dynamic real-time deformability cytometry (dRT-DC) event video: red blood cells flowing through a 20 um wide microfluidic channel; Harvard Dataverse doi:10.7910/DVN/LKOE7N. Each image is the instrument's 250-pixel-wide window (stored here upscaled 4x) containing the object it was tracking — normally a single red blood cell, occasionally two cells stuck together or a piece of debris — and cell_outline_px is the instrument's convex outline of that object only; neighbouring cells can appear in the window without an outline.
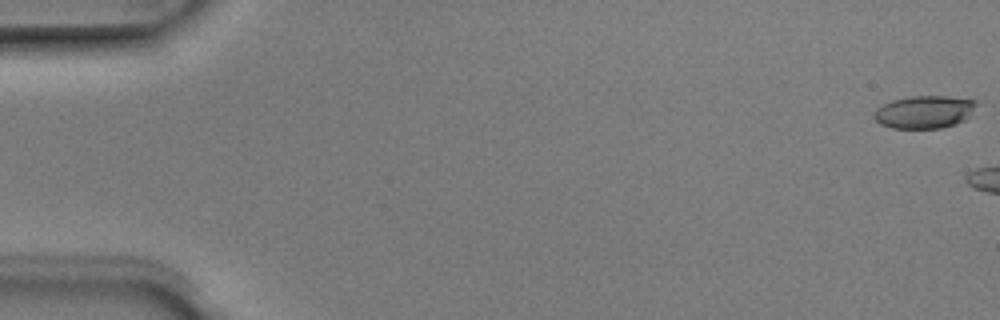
{"species": "Egyptian fruit bat (a non-hibernating species)", "species_latin": "Rousettus aegyptiacus", "temperature_condition": "room temperature", "stored_images_in_passage": 7, "camera_frame_rate_fps": 3000, "um_per_image_px": 0.085, "animal": {"sex": "male"}, "frame": {"image": 1, "passage_image": 1, "time_ms": 0.0, "image_size_px": [1000, 320], "cell_outline_px": [[980, 104], [964, 120], [956, 124], [940, 128], [892, 128], [880, 124], [872, 116], [876, 108], [892, 100], [912, 96], [948, 96], [976, 100]], "centroid_in_image_um": [78.59, 9.51], "position_along_channel_um": 6.4, "area_um2": 19.65}}
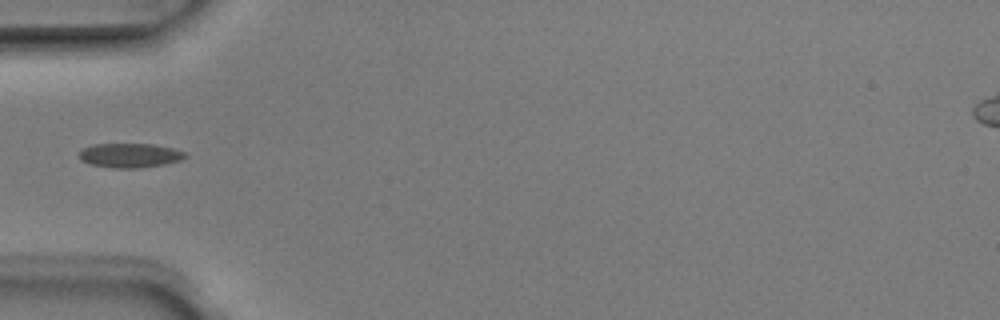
{"frame": {"image": 2, "passage_image": 6, "time_ms": 1.667, "image_size_px": [1000, 320], "cell_outline_px": [[188, 156], [180, 160], [164, 164], [140, 168], [112, 168], [92, 164], [80, 160], [80, 152], [84, 148], [92, 144], [152, 144], [172, 148], [184, 152]], "centroid_in_image_um": [11.04, 13.21], "position_along_channel_um": 74.0, "area_um2": 14.91}}
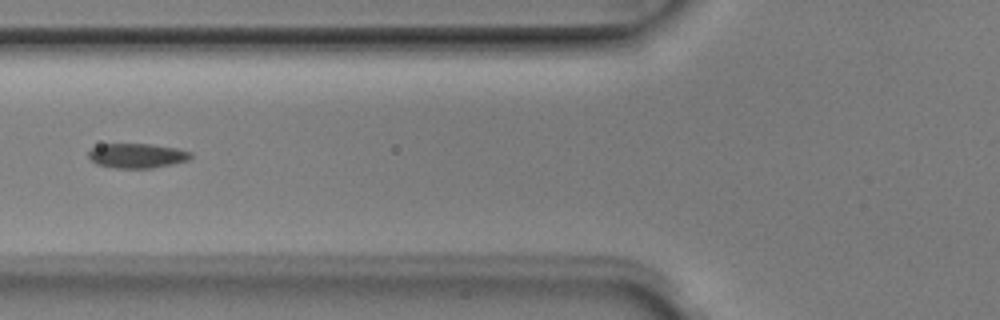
{"frame": {"image": 3, "passage_image": 7, "time_ms": 2.0, "image_size_px": [1000, 320], "cell_outline_px": [[192, 156], [188, 160], [172, 164], [152, 168], [116, 168], [96, 164], [88, 156], [88, 152], [92, 148], [100, 144], [152, 144], [176, 148], [192, 152]], "centroid_in_image_um": [11.65, 13.23], "position_along_channel_um": 114.2, "area_um2": 14.68}}